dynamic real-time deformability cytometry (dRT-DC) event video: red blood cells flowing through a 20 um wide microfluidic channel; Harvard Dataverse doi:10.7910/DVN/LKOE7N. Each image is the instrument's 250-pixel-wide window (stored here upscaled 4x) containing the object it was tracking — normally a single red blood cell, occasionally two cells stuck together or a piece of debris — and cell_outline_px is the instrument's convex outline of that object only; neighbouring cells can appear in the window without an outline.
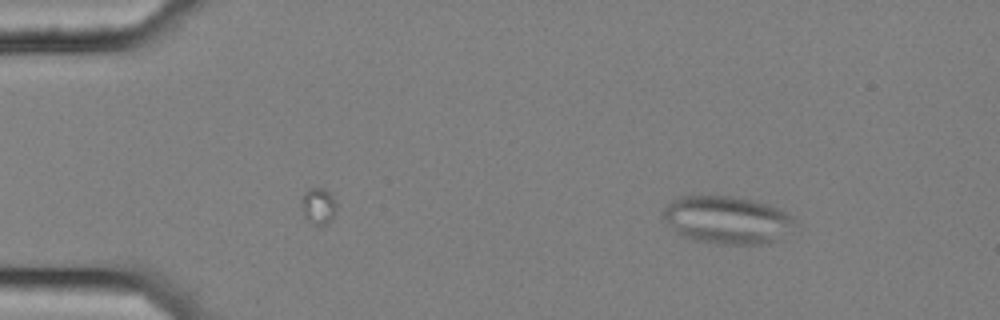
{"species": "common noctule bat (a hibernating species)", "species_latin": "Nyctalus noctula", "temperature_condition": "cold", "stored_images_in_passage": 42, "camera_frame_rate_fps": 3000, "um_per_image_px": 0.085, "animal": {"sex": "female", "body_mass_g": 25.1}, "frame": {"image": 1, "passage_image": 1, "time_ms": 0.0, "image_size_px": [1000, 320], "cell_outline_px": [[800, 228], [776, 240], [760, 244], [716, 244], [696, 240], [680, 236], [660, 216], [664, 208], [672, 200], [680, 196], [732, 196], [752, 200], [776, 208], [792, 216], [800, 224]], "centroid_in_image_um": [61.83, 18.71], "position_along_channel_um": 23.2, "area_um2": 37.05}}
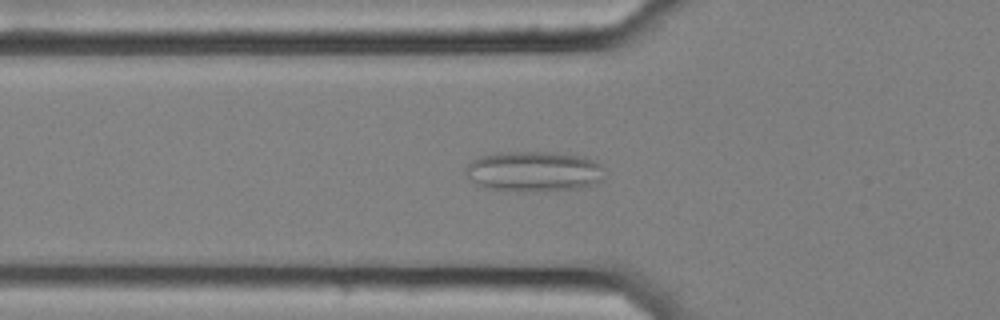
{"frame": {"image": 2, "passage_image": 13, "time_ms": 4.0, "image_size_px": [1000, 320], "cell_outline_px": [[600, 180], [596, 184], [576, 188], [532, 192], [516, 192], [484, 188], [472, 180], [464, 172], [464, 168], [472, 160], [480, 156], [496, 152], [548, 152], [584, 156], [600, 164]], "centroid_in_image_um": [45.29, 14.57], "position_along_channel_um": 80.5, "area_um2": 32.71}}
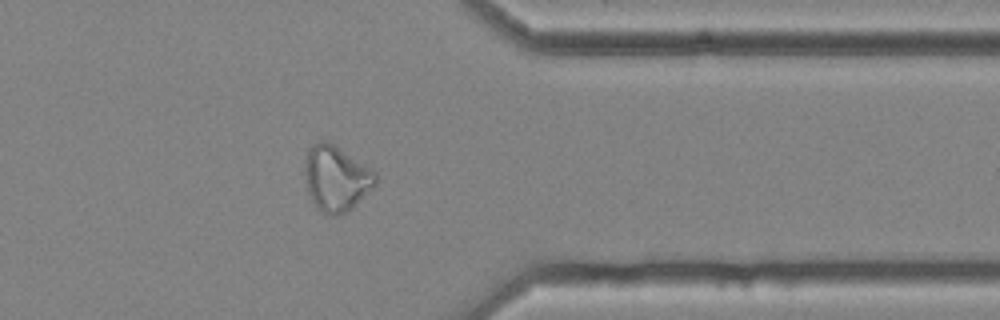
{"frame": {"image": 3, "passage_image": 39, "time_ms": 12.667, "image_size_px": [1000, 320], "cell_outline_px": [[376, 184], [348, 212], [340, 216], [328, 216], [320, 212], [316, 208], [308, 192], [304, 172], [304, 164], [308, 148], [312, 144], [320, 140], [324, 140], [332, 144], [376, 172]], "centroid_in_image_um": [28.54, 15.2], "position_along_channel_um": 382.9, "area_um2": 26.99}, "authors_computed_cell_mechanics": {"area_um2": 24.5072, "velocity_mm_per_s": 3.5744, "shape_relaxation_time_tau1_ms": null, "shape_relaxation_time_tau2_ms": 2.8636, "deformation_change_tau1": null, "deformation_change_tau2": 0.1057}}